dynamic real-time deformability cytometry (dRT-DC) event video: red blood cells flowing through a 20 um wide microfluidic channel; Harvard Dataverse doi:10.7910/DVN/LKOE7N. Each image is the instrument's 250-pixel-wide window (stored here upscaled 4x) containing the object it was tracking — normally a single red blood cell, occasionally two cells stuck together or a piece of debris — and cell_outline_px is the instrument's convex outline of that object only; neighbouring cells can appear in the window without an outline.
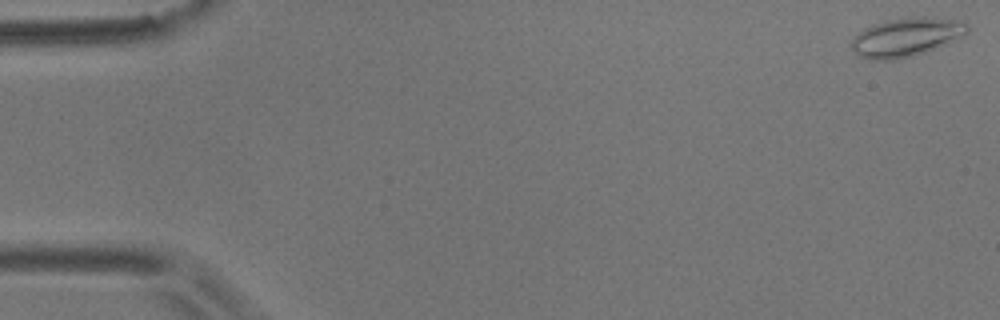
{"species": "common noctule bat (a hibernating species)", "species_latin": "Nyctalus noctula", "temperature_condition": "room temperature", "stored_images_in_passage": 4, "camera_frame_rate_fps": 3000, "um_per_image_px": 0.085, "animal": {"sex": "male", "body_mass_g": 17.9}, "frame": {"image": 1, "passage_image": 1, "time_ms": 0.0, "image_size_px": [1000, 320], "cell_outline_px": [[968, 32], [964, 36], [924, 52], [912, 56], [896, 60], [872, 60], [860, 56], [852, 48], [852, 36], [864, 28], [872, 24], [884, 20], [920, 16], [924, 16], [952, 20], [968, 24]], "centroid_in_image_um": [76.98, 3.15], "position_along_channel_um": 8.0, "area_um2": 26.01}}